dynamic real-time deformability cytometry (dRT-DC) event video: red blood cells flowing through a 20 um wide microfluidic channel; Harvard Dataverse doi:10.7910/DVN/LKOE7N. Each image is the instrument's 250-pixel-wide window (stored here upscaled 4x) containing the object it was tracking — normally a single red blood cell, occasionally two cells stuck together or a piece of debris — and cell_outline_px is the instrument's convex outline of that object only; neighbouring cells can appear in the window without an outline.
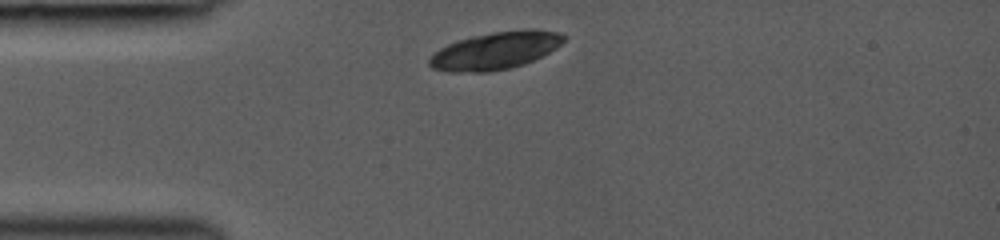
{"species": "common noctule bat (a hibernating species)", "species_latin": "Nyctalus noctula", "temperature_condition": "room temperature", "stored_images_in_passage": 43, "camera_frame_rate_fps": 3000, "um_per_image_px": 0.085, "animal": {"sex": "female", "body_mass_g": 19.0, "forearm_length_mm": 53.3}, "frame": {"image": 1, "passage_image": 1, "time_ms": 0.0, "image_size_px": [1000, 240], "cell_outline_px": [[564, 40], [556, 48], [524, 64], [512, 68], [488, 72], [448, 72], [432, 68], [428, 64], [428, 60], [440, 48], [456, 40], [472, 36], [492, 32], [528, 28], [536, 28], [560, 32], [564, 36]], "centroid_in_image_um": [42.1, 4.29], "position_along_channel_um": 42.9, "area_um2": 29.48}}
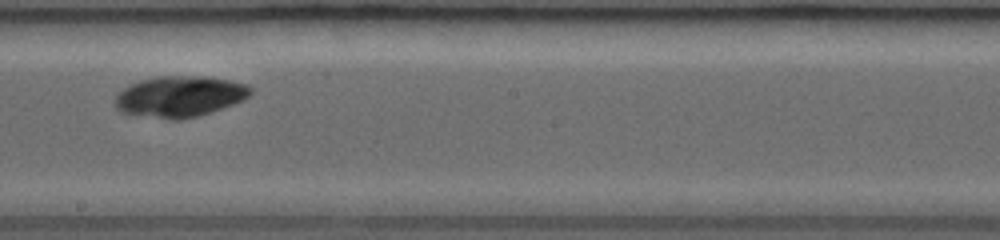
{"frame": {"image": 2, "passage_image": 22, "time_ms": 5.0, "image_size_px": [1000, 240], "cell_outline_px": [[252, 92], [244, 100], [212, 112], [200, 116], [180, 120], [172, 120], [120, 112], [116, 108], [116, 96], [124, 88], [140, 80], [156, 76], [200, 76], [228, 80], [248, 84], [252, 88]], "centroid_in_image_um": [15.31, 8.21], "position_along_channel_um": 232.9, "area_um2": 32.37}}
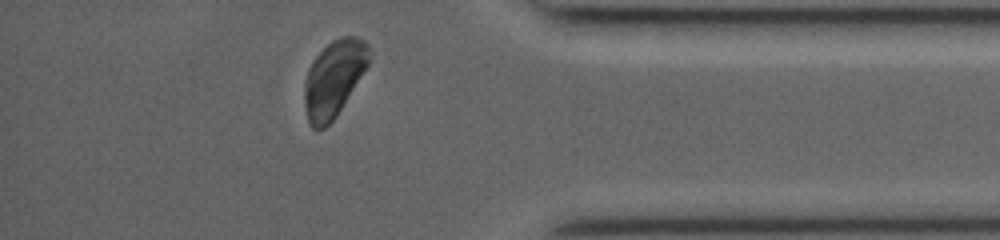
{"frame": {"image": 3, "passage_image": 42, "time_ms": 9.333, "image_size_px": [1000, 240], "cell_outline_px": [[368, 64], [336, 116], [324, 128], [312, 128], [308, 124], [304, 104], [304, 84], [308, 68], [312, 60], [332, 40], [340, 36], [356, 36], [364, 40], [368, 44]], "centroid_in_image_um": [28.33, 6.67], "position_along_channel_um": 406.9, "area_um2": 28.38}}